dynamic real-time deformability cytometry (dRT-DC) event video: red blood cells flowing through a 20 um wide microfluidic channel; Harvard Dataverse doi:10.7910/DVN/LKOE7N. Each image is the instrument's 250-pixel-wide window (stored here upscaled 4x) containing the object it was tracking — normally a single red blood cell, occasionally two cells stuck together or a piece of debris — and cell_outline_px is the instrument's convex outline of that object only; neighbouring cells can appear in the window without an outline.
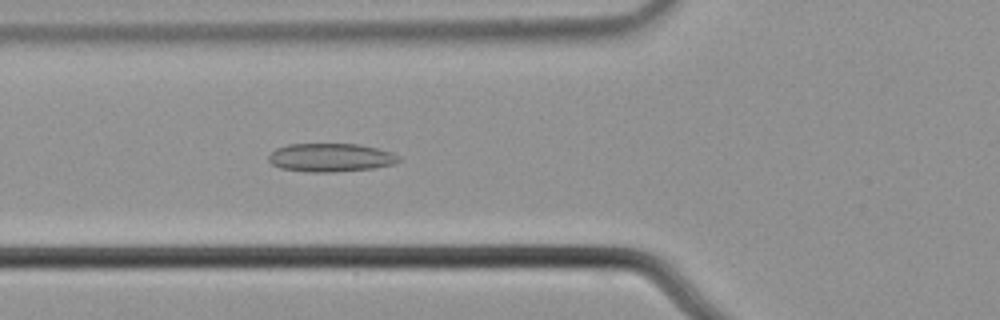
{"species": "common noctule bat (a hibernating species)", "species_latin": "Nyctalus noctula", "temperature_condition": "cold", "stored_images_in_passage": 57, "camera_frame_rate_fps": 3000, "um_per_image_px": 0.085, "animal": {"sex": "male", "body_mass_g": 21.5, "forearm_length_mm": 52.0}, "frame": {"image": 1, "passage_image": 21, "time_ms": 6.667, "image_size_px": [1000, 320], "cell_outline_px": [[400, 160], [396, 164], [372, 168], [332, 172], [308, 172], [280, 168], [272, 164], [268, 160], [268, 156], [276, 148], [288, 144], [360, 144], [392, 152], [400, 156]], "centroid_in_image_um": [28.11, 13.39], "position_along_channel_um": 97.7, "area_um2": 21.62}}
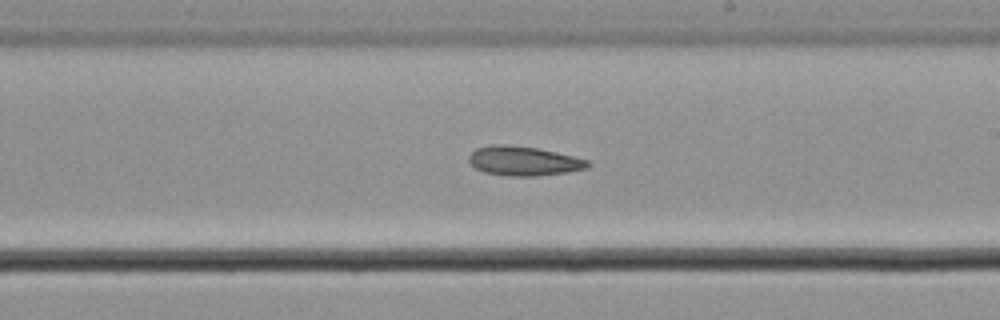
{"frame": {"image": 2, "passage_image": 33, "time_ms": 10.667, "image_size_px": [1000, 320], "cell_outline_px": [[592, 164], [588, 168], [568, 172], [536, 176], [508, 176], [484, 172], [476, 168], [468, 160], [468, 156], [476, 148], [492, 144], [500, 144], [536, 148], [556, 152], [588, 160]], "centroid_in_image_um": [44.52, 13.69], "position_along_channel_um": 244.5, "area_um2": 20.29}}
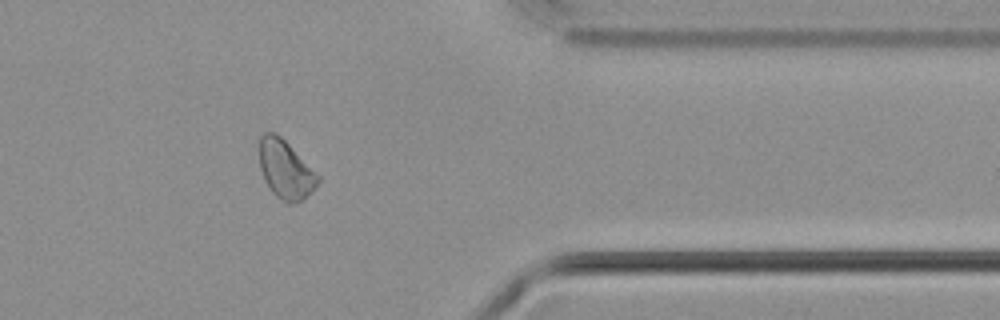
{"frame": {"image": 3, "passage_image": 46, "time_ms": 15.0, "image_size_px": [1000, 320], "cell_outline_px": [[320, 180], [312, 192], [300, 200], [288, 204], [280, 200], [272, 192], [264, 180], [260, 168], [260, 136], [264, 132], [276, 132], [320, 176]], "centroid_in_image_um": [24.26, 14.41], "position_along_channel_um": 387.1, "area_um2": 19.77}}